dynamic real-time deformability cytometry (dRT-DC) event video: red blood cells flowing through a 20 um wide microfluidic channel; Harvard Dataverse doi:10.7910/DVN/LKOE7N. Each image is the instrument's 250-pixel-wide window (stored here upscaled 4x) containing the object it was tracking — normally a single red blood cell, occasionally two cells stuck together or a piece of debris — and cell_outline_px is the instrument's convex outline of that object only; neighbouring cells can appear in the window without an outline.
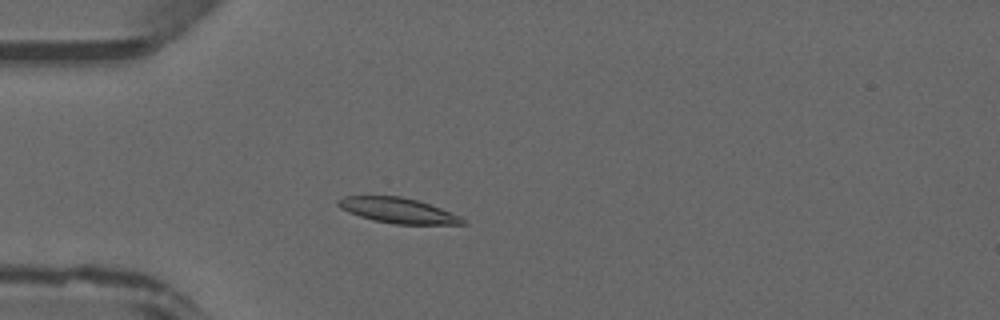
{"species": "common noctule bat (a hibernating species)", "species_latin": "Nyctalus noctula", "temperature_condition": "warm", "stored_images_in_passage": 44, "camera_frame_rate_fps": 3000, "um_per_image_px": 0.085, "animal": {"sex": "male", "forearm_length_mm": 52.5}, "frame": {"image": 1, "passage_image": 11, "time_ms": 3.333, "image_size_px": [1000, 320], "cell_outline_px": [[468, 224], [396, 224], [372, 220], [348, 212], [340, 208], [336, 204], [336, 200], [344, 196], [400, 196], [416, 200], [440, 208], [460, 216]], "centroid_in_image_um": [33.78, 17.89], "position_along_channel_um": 51.2, "area_um2": 18.21}}
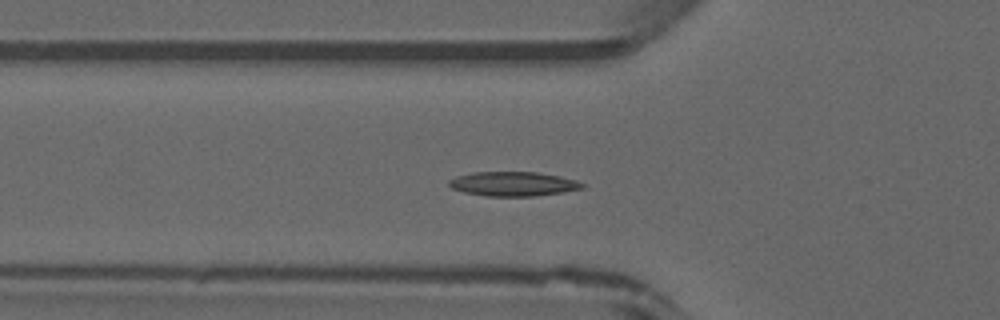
{"frame": {"image": 2, "passage_image": 14, "time_ms": 4.333, "image_size_px": [1000, 320], "cell_outline_px": [[584, 188], [564, 192], [536, 196], [488, 196], [464, 192], [452, 188], [448, 184], [448, 180], [456, 176], [472, 172], [536, 172], [560, 176], [576, 180], [584, 184]], "centroid_in_image_um": [43.62, 15.63], "position_along_channel_um": 82.2, "area_um2": 18.96}}
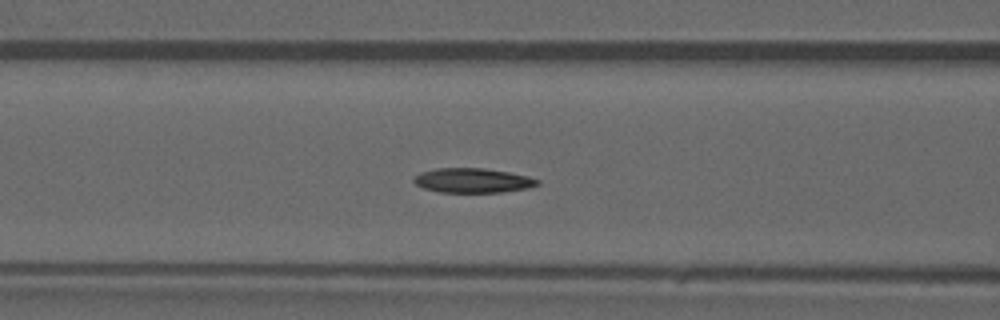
{"frame": {"image": 3, "passage_image": 17, "time_ms": 5.333, "image_size_px": [1000, 320], "cell_outline_px": [[540, 184], [528, 188], [504, 192], [440, 192], [424, 188], [416, 184], [412, 180], [420, 172], [436, 168], [484, 168], [508, 172], [528, 176], [540, 180]], "centroid_in_image_um": [40.2, 15.34], "position_along_channel_um": 126.4, "area_um2": 17.69}}